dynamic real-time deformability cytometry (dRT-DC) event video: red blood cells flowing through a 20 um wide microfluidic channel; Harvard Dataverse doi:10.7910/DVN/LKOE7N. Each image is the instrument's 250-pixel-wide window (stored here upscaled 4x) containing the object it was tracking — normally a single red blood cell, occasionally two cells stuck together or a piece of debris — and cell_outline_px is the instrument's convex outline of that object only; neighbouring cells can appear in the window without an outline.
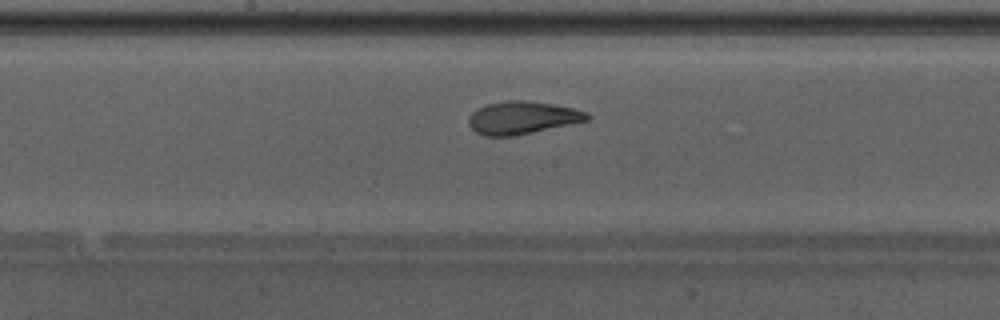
{"species": "Egyptian fruit bat (a non-hibernating species)", "species_latin": "Rousettus aegyptiacus", "temperature_condition": "warm", "stored_images_in_passage": 33, "camera_frame_rate_fps": 3000, "um_per_image_px": 0.085, "animal": {"sex": "male"}, "frame": {"image": 1, "passage_image": 10, "time_ms": 3.0, "image_size_px": [1000, 320], "cell_outline_px": [[592, 116], [588, 120], [512, 136], [484, 136], [476, 132], [468, 124], [468, 116], [476, 108], [488, 104], [508, 100], [524, 100], [552, 104], [572, 108], [588, 112]], "centroid_in_image_um": [44.36, 10.0], "position_along_channel_um": 203.8, "area_um2": 22.43}}